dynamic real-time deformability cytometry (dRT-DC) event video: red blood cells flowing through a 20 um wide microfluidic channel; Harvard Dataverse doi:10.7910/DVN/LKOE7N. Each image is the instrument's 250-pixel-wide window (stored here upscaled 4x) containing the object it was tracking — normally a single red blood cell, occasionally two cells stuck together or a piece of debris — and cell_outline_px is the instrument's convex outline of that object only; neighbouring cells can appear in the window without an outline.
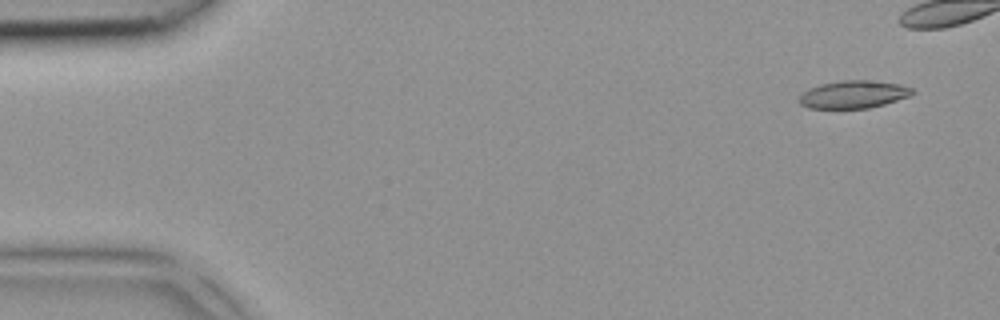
{"species": "common noctule bat (a hibernating species)", "species_latin": "Nyctalus noctula", "temperature_condition": "room temperature", "stored_images_in_passage": 4, "camera_frame_rate_fps": 3000, "um_per_image_px": 0.085, "animal": {"sex": "female", "body_mass_g": 18.4}, "frame": {"image": 1, "passage_image": 1, "time_ms": 0.0, "image_size_px": [1000, 320], "cell_outline_px": [[916, 92], [908, 96], [884, 104], [868, 108], [808, 108], [800, 104], [800, 96], [808, 88], [820, 84], [840, 80], [876, 80], [900, 84], [912, 88]], "centroid_in_image_um": [72.55, 8.01], "position_along_channel_um": 12.4, "area_um2": 18.26}}